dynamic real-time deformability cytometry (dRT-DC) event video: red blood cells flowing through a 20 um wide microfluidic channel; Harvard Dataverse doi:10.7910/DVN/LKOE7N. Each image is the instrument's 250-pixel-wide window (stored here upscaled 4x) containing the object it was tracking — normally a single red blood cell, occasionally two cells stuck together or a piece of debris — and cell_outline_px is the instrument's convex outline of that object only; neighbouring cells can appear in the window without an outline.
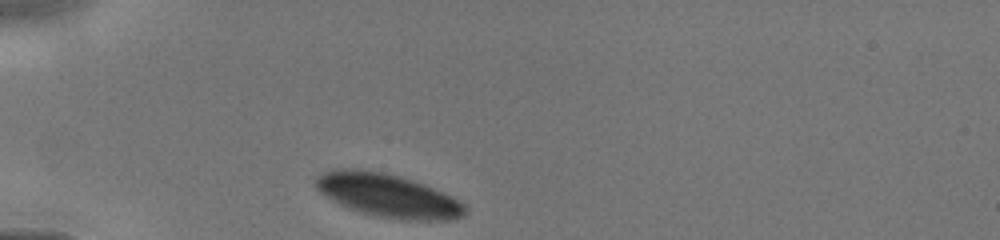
{"species": "human", "species_latin": "Homo sapiens", "temperature_condition": "cold", "stored_images_in_passage": 20, "camera_frame_rate_fps": 3000, "um_per_image_px": 0.085, "donor": {"sex": "male"}, "frame": {"image": 1, "passage_image": 1, "time_ms": 0.0, "image_size_px": [1000, 240], "cell_outline_px": [[468, 208], [464, 216], [456, 220], [400, 220], [376, 216], [360, 212], [348, 208], [324, 196], [316, 188], [316, 176], [324, 172], [336, 168], [352, 168], [384, 172], [400, 176], [424, 184], [452, 196], [460, 200]], "centroid_in_image_um": [32.99, 16.62], "position_along_channel_um": 52.0, "area_um2": 38.09}}
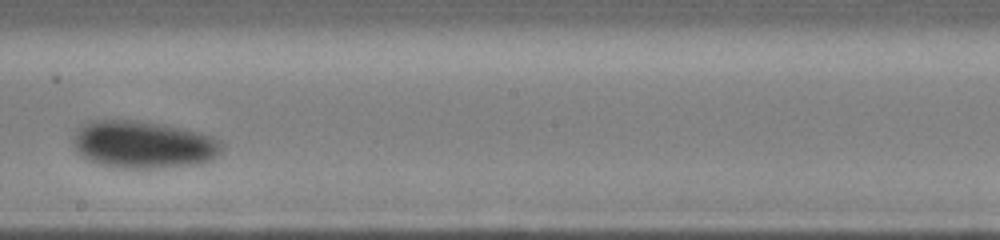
{"frame": {"image": 2, "passage_image": 11, "time_ms": 4.667, "image_size_px": [1000, 240], "cell_outline_px": [[224, 148], [212, 160], [196, 164], [160, 168], [120, 168], [100, 164], [84, 160], [76, 152], [72, 144], [72, 136], [80, 124], [88, 120], [136, 120], [164, 124], [212, 136], [220, 140], [224, 144]], "centroid_in_image_um": [12.11, 12.29], "position_along_channel_um": 236.1, "area_um2": 41.79}}
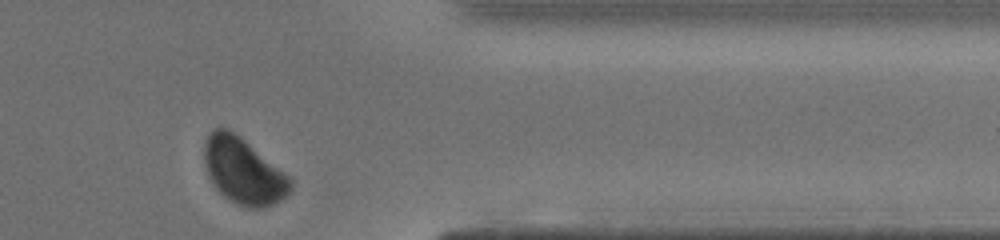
{"frame": {"image": 3, "passage_image": 19, "time_ms": 8.333, "image_size_px": [1000, 240], "cell_outline_px": [[292, 188], [280, 200], [264, 208], [248, 208], [224, 196], [216, 188], [208, 172], [204, 160], [204, 144], [208, 132], [216, 128], [228, 128], [240, 136], [288, 176], [292, 180]], "centroid_in_image_um": [20.67, 14.52], "position_along_channel_um": 390.7, "area_um2": 32.48}}